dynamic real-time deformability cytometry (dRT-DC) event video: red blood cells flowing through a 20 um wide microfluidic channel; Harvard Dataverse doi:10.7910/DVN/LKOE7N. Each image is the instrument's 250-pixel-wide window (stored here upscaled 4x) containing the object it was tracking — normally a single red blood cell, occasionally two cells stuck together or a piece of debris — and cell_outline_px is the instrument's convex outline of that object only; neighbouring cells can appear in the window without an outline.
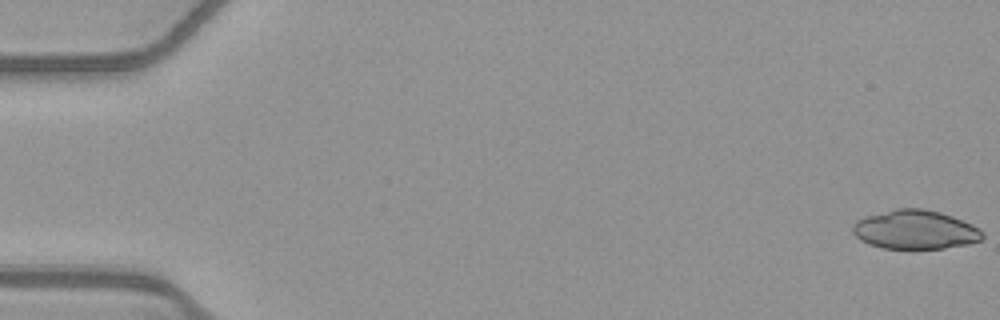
{"species": "common noctule bat (a hibernating species)", "species_latin": "Nyctalus noctula", "temperature_condition": "warm", "stored_images_in_passage": 53, "segment_of_instrument_passage": [1, 2], "camera_frame_rate_fps": 3000, "um_per_image_px": 0.085, "animal": {"sex": "female", "body_mass_g": 21.9}, "frame": {"image": 1, "passage_image": 1, "time_ms": 0.0, "image_size_px": [1000, 320], "cell_outline_px": [[984, 236], [980, 240], [968, 244], [944, 248], [880, 248], [868, 244], [860, 240], [852, 232], [852, 224], [856, 220], [868, 216], [896, 208], [924, 208], [940, 212], [952, 216], [972, 224], [984, 232]], "centroid_in_image_um": [77.78, 19.52], "position_along_channel_um": 7.2, "area_um2": 29.48}}